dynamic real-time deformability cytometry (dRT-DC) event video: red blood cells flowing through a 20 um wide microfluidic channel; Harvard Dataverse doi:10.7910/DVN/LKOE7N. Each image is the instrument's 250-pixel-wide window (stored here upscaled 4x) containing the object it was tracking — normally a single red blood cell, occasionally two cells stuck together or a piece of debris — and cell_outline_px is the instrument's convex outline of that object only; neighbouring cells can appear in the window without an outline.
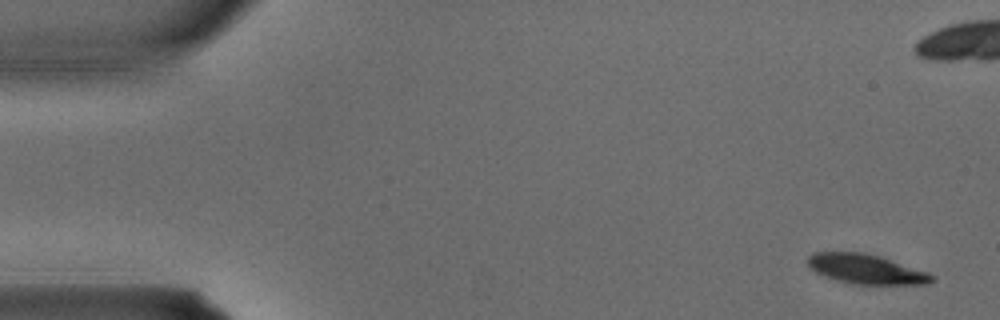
{"species": "common noctule bat (a hibernating species)", "species_latin": "Nyctalus noctula", "temperature_condition": "warm", "stored_images_in_passage": 4, "segment_of_instrument_passage": [2, 2], "camera_frame_rate_fps": 3000, "um_per_image_px": 0.085, "animal": {"sex": "male", "body_mass_g": 15.6}, "frame": {"image": 1, "passage_image": 4, "time_ms": 1.0, "image_size_px": [1000, 320], "cell_outline_px": [[936, 280], [928, 284], [852, 284], [836, 280], [824, 276], [808, 268], [804, 260], [812, 252], [864, 252], [880, 256], [928, 272]], "centroid_in_image_um": [73.55, 22.86], "position_along_channel_um": 11.5, "area_um2": 21.68}}